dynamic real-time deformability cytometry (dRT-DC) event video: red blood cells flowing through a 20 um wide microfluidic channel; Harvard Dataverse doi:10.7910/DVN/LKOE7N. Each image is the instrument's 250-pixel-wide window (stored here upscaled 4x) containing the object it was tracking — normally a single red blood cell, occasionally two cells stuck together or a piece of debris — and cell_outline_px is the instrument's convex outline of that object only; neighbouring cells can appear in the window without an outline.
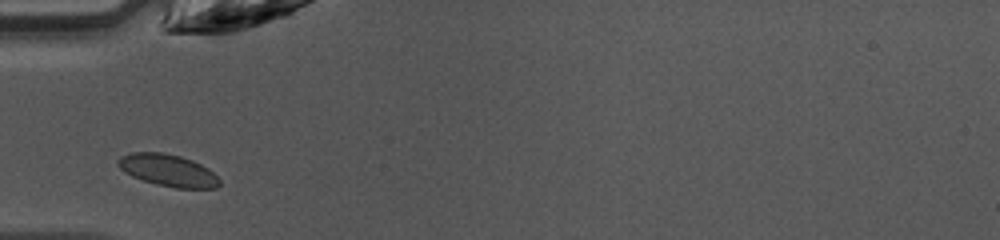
{"species": "common noctule bat (a hibernating species)", "species_latin": "Nyctalus noctula", "temperature_condition": "warm", "stored_images_in_passage": 25, "camera_frame_rate_fps": 3000, "um_per_image_px": 0.085, "animal": {"sex": "female", "body_mass_g": 10.0, "forearm_length_mm": 53.1}, "frame": {"image": 1, "passage_image": 1, "time_ms": 0.0, "image_size_px": [1000, 240], "cell_outline_px": [[220, 184], [216, 188], [176, 188], [156, 184], [132, 176], [124, 172], [116, 164], [116, 160], [120, 156], [132, 152], [164, 152], [180, 156], [192, 160], [208, 168], [220, 180]], "centroid_in_image_um": [14.25, 14.47], "position_along_channel_um": 70.7, "area_um2": 18.96}}
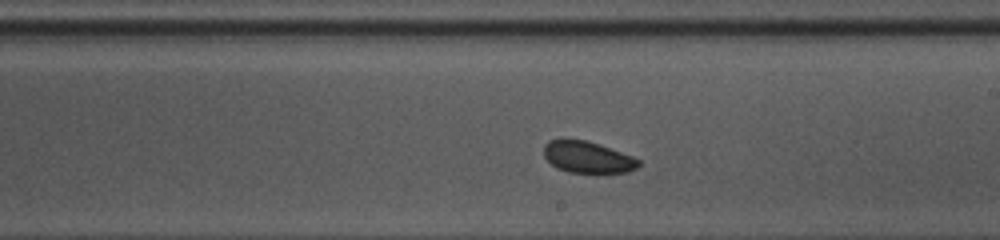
{"frame": {"image": 2, "passage_image": 13, "time_ms": 4.0, "image_size_px": [1000, 240], "cell_outline_px": [[640, 164], [636, 168], [628, 172], [604, 176], [600, 176], [568, 172], [556, 168], [544, 156], [544, 144], [548, 140], [560, 136], [564, 136], [584, 140], [632, 156], [640, 160]], "centroid_in_image_um": [49.91, 13.39], "position_along_channel_um": 239.1, "area_um2": 18.5}}
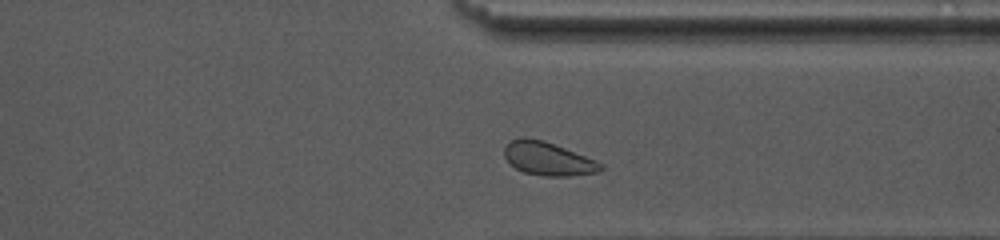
{"frame": {"image": 3, "passage_image": 22, "time_ms": 7.0, "image_size_px": [1000, 240], "cell_outline_px": [[604, 168], [600, 172], [572, 176], [544, 176], [524, 172], [516, 168], [504, 156], [504, 148], [512, 140], [520, 136], [528, 136], [544, 140], [596, 160], [604, 164]], "centroid_in_image_um": [46.61, 13.48], "position_along_channel_um": 364.8, "area_um2": 18.9}, "authors_computed_cell_mechanics": {"area_um2": 18.3226, "velocity_mm_per_s": 4.196, "shape_relaxation_time_tau1_ms": null, "shape_relaxation_time_tau2_ms": 9.5923, "deformation_change_tau1": null, "deformation_change_tau2": 0.1375}}